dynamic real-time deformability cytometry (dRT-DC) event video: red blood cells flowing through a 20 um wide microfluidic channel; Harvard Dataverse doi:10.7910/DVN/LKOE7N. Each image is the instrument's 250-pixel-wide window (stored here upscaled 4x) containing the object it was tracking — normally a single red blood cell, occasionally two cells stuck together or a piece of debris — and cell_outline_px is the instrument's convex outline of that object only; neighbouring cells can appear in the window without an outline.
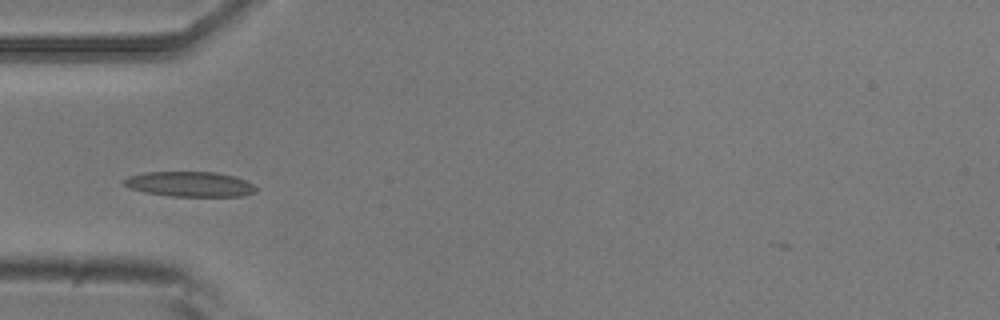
{"species": "common noctule bat (a hibernating species)", "species_latin": "Nyctalus noctula", "temperature_condition": "room temperature", "stored_images_in_passage": 5, "camera_frame_rate_fps": 3000, "um_per_image_px": 0.085, "animal": {"sex": "male", "body_mass_g": 20.5, "forearm_length_mm": 52.5}, "frame": {"image": 1, "passage_image": 5, "time_ms": 4.667, "image_size_px": [1000, 320], "cell_outline_px": [[256, 192], [244, 196], [168, 196], [144, 192], [128, 188], [120, 180], [128, 176], [144, 172], [216, 172], [236, 176], [252, 184], [256, 188]], "centroid_in_image_um": [16.09, 15.65], "position_along_channel_um": 68.9, "area_um2": 19.48}}